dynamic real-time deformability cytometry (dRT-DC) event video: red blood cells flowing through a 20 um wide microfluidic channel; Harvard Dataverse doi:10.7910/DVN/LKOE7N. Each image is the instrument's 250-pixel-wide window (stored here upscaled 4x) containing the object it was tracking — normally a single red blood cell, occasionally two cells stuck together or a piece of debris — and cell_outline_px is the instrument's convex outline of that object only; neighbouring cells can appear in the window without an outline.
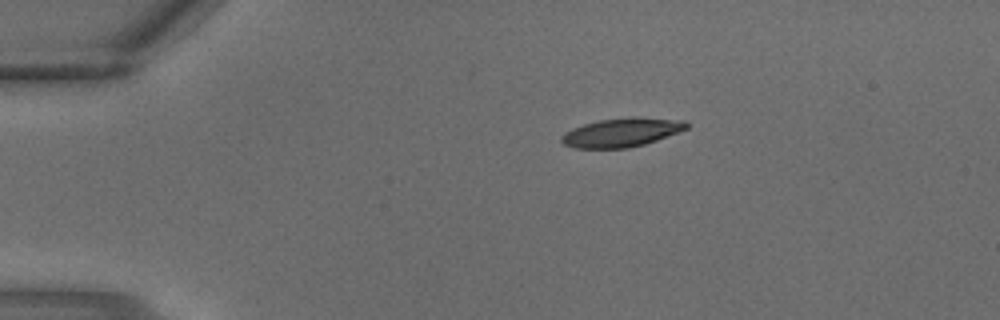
{"species": "common noctule bat (a hibernating species)", "species_latin": "Nyctalus noctula", "temperature_condition": "warm", "stored_images_in_passage": 2, "camera_frame_rate_fps": 3000, "um_per_image_px": 0.085, "animal": {"sex": "male", "body_mass_g": 18.8}, "frame": {"image": 1, "passage_image": 1, "time_ms": 0.0, "image_size_px": [1000, 320], "cell_outline_px": [[688, 128], [656, 140], [644, 144], [628, 148], [572, 148], [564, 144], [560, 140], [560, 136], [564, 132], [572, 128], [584, 124], [600, 120], [632, 116], [636, 116], [684, 120], [688, 124]], "centroid_in_image_um": [52.81, 11.25], "position_along_channel_um": 32.2, "area_um2": 21.1}}
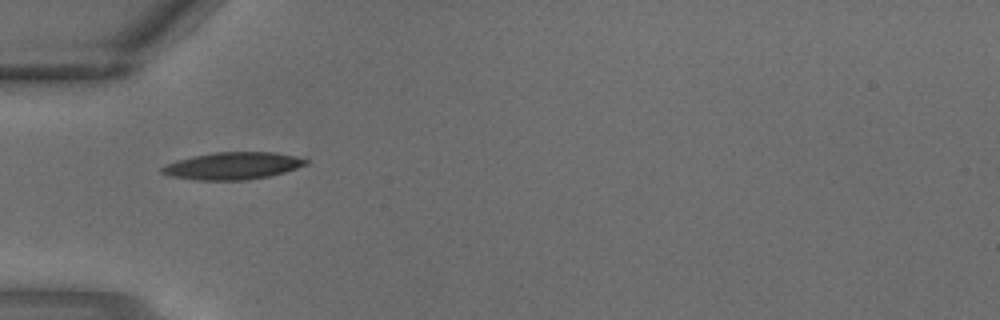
{"frame": {"image": 2, "passage_image": 2, "time_ms": 0.333, "image_size_px": [1000, 320], "cell_outline_px": [[308, 164], [284, 172], [268, 176], [248, 180], [196, 180], [172, 176], [160, 172], [160, 168], [176, 160], [192, 156], [216, 152], [276, 152], [308, 160]], "centroid_in_image_um": [19.76, 14.09], "position_along_channel_um": 65.2, "area_um2": 22.66}}